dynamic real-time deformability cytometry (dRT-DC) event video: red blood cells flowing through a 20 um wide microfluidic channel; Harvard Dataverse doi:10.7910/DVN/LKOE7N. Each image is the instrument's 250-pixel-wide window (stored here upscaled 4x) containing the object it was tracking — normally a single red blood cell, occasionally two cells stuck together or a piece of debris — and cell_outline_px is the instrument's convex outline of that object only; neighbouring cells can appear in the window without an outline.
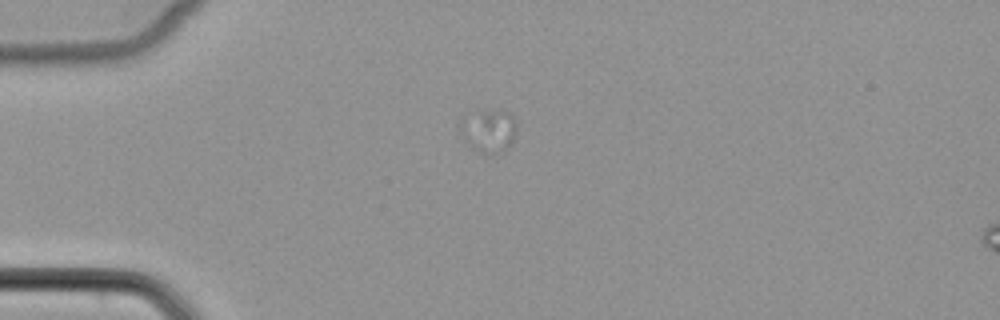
{"species": "common noctule bat (a hibernating species)", "species_latin": "Nyctalus noctula", "temperature_condition": "cold", "stored_images_in_passage": 14, "camera_frame_rate_fps": 3000, "um_per_image_px": 0.085, "animal": {"sex": "female", "body_mass_g": 22.7, "forearm_length_mm": 54.2}, "frame": {"image": 1, "passage_image": 5, "time_ms": 1.333, "image_size_px": [1000, 320], "cell_outline_px": [[516, 132], [512, 140], [504, 148], [496, 152], [484, 152], [472, 148], [464, 136], [480, 112], [512, 112], [516, 120]], "centroid_in_image_um": [41.8, 11.16], "position_along_channel_um": 43.2, "area_um2": 11.73}}
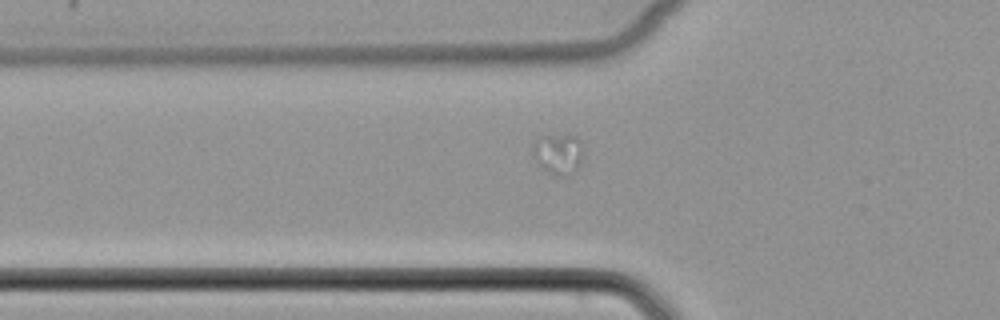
{"frame": {"image": 2, "passage_image": 10, "time_ms": 3.0, "image_size_px": [1000, 320], "cell_outline_px": [[584, 148], [580, 168], [568, 176], [552, 176], [540, 168], [536, 164], [532, 156], [532, 144], [540, 136], [576, 136], [584, 144]], "centroid_in_image_um": [47.45, 13.13], "position_along_channel_um": 78.4, "area_um2": 12.6}}